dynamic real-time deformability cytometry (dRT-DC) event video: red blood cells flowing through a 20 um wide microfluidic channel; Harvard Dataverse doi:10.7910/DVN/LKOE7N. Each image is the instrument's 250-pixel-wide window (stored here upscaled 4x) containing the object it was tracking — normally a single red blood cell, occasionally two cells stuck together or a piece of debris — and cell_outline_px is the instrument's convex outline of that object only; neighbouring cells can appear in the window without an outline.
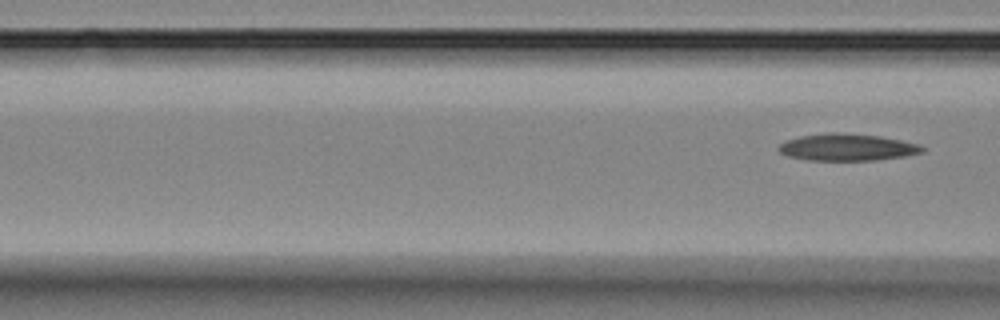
{"species": "Egyptian fruit bat (a non-hibernating species)", "species_latin": "Rousettus aegyptiacus", "temperature_condition": "room temperature", "stored_images_in_passage": 3, "camera_frame_rate_fps": 3000, "um_per_image_px": 0.085, "animal": {"sex": "female"}, "frame": {"image": 1, "passage_image": 3, "time_ms": 3.333, "image_size_px": [1000, 320], "cell_outline_px": [[928, 148], [924, 152], [904, 156], [876, 160], [808, 160], [788, 156], [780, 152], [776, 148], [784, 140], [800, 136], [828, 132], [844, 132], [880, 136], [920, 144]], "centroid_in_image_um": [72.02, 12.5], "position_along_channel_um": 94.6, "area_um2": 22.83}}